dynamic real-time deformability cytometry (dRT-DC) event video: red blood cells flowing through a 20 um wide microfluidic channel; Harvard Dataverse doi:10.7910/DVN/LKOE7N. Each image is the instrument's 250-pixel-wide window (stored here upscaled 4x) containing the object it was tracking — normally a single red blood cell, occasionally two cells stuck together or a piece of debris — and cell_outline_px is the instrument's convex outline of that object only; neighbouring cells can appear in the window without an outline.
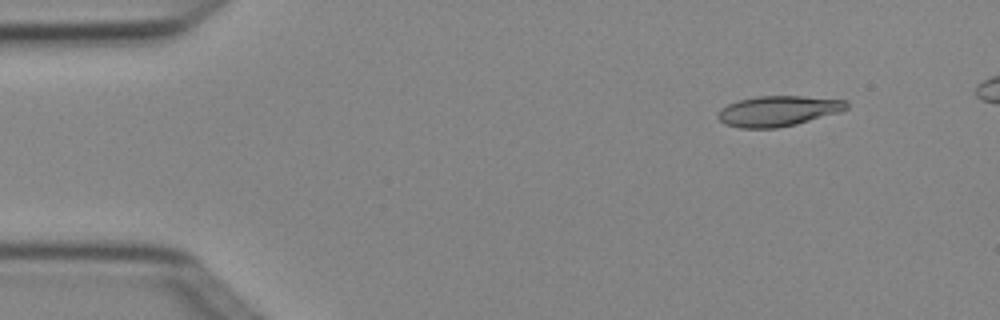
{"species": "Egyptian fruit bat (a non-hibernating species)", "species_latin": "Rousettus aegyptiacus", "temperature_condition": "cold", "stored_images_in_passage": 4, "camera_frame_rate_fps": 3000, "um_per_image_px": 0.085, "animal": {"sex": "female"}, "frame": {"image": 1, "passage_image": 1, "time_ms": 0.0, "image_size_px": [1000, 320], "cell_outline_px": [[848, 108], [840, 112], [796, 124], [776, 128], [740, 128], [724, 124], [716, 116], [720, 108], [728, 104], [740, 100], [756, 96], [804, 96], [848, 100]], "centroid_in_image_um": [66.14, 9.43], "position_along_channel_um": 18.9, "area_um2": 22.89}}